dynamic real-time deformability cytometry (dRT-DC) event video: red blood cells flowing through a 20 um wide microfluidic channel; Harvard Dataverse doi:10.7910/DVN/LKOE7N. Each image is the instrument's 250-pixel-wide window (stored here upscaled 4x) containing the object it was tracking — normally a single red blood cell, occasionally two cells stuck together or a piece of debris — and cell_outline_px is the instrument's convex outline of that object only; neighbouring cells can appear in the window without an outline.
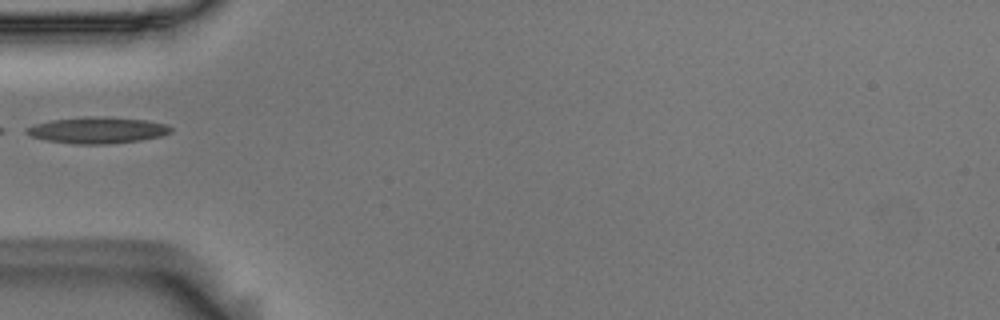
{"species": "Egyptian fruit bat (a non-hibernating species)", "species_latin": "Rousettus aegyptiacus", "temperature_condition": "room temperature", "stored_images_in_passage": 21, "camera_frame_rate_fps": 3000, "um_per_image_px": 0.085, "animal": {"sex": "male"}, "frame": {"image": 1, "passage_image": 1, "time_ms": 0.0, "image_size_px": [1000, 320], "cell_outline_px": [[172, 132], [160, 136], [140, 140], [108, 144], [76, 144], [48, 140], [32, 136], [24, 132], [24, 128], [36, 124], [52, 120], [84, 116], [104, 116], [144, 120], [168, 124], [172, 128]], "centroid_in_image_um": [8.29, 11.06], "position_along_channel_um": 76.7, "area_um2": 22.14}}